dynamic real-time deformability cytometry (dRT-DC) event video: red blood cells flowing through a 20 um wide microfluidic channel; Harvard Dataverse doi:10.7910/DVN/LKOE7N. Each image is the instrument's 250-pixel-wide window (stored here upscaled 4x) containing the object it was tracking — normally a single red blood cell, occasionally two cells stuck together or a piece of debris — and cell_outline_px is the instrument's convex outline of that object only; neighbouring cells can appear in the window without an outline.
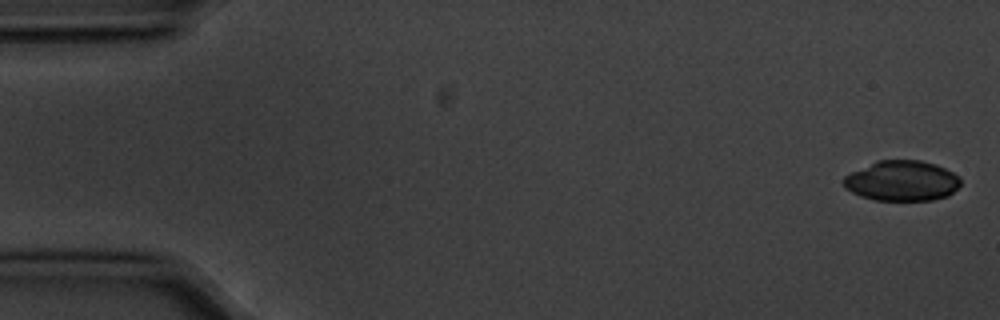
{"species": "common noctule bat (a hibernating species)", "species_latin": "Nyctalus noctula", "temperature_condition": "cold", "stored_images_in_passage": 5, "camera_frame_rate_fps": 3000, "um_per_image_px": 0.085, "animal": {"sex": "male", "body_mass_g": 20.1, "forearm_length_mm": 53.5}, "frame": {"image": 1, "passage_image": 1, "time_ms": 0.0, "image_size_px": [1000, 320], "cell_outline_px": [[960, 184], [948, 196], [932, 200], [876, 200], [860, 196], [844, 188], [840, 180], [844, 176], [876, 160], [920, 160], [936, 164], [960, 176]], "centroid_in_image_um": [76.63, 15.36], "position_along_channel_um": 8.4, "area_um2": 27.63}}